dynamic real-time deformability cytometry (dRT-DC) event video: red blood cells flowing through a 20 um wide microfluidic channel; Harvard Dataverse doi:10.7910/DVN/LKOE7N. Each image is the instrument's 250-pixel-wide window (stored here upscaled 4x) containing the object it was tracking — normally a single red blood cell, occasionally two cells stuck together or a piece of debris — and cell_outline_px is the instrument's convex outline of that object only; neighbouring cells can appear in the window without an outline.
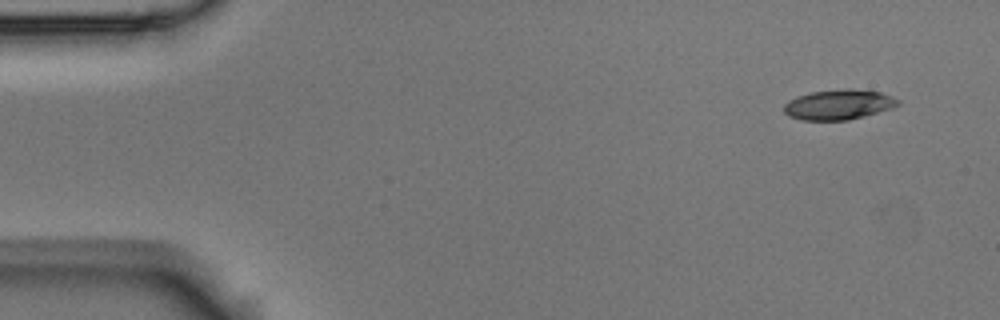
{"species": "Egyptian fruit bat (a non-hibernating species)", "species_latin": "Rousettus aegyptiacus", "temperature_condition": "room temperature", "stored_images_in_passage": 8, "camera_frame_rate_fps": 3000, "um_per_image_px": 0.085, "animal": {"sex": "male"}, "frame": {"image": 1, "passage_image": 1, "time_ms": 0.0, "image_size_px": [1000, 320], "cell_outline_px": [[900, 104], [892, 108], [848, 120], [800, 120], [788, 116], [784, 112], [784, 104], [788, 100], [796, 96], [812, 92], [844, 88], [852, 88], [880, 92], [892, 96], [900, 100]], "centroid_in_image_um": [71.27, 8.88], "position_along_channel_um": 13.7, "area_um2": 20.11}}
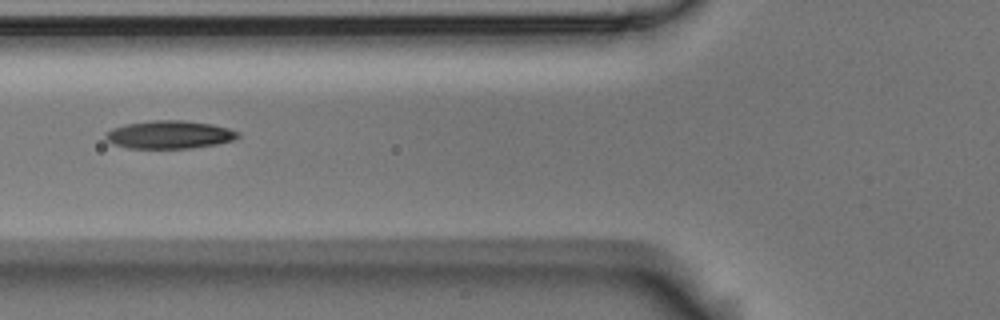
{"frame": {"image": 2, "passage_image": 6, "time_ms": 1.667, "image_size_px": [1000, 320], "cell_outline_px": [[240, 136], [236, 140], [216, 144], [192, 148], [128, 148], [112, 144], [104, 136], [112, 128], [124, 124], [152, 120], [184, 120], [212, 124], [228, 128], [240, 132]], "centroid_in_image_um": [14.43, 11.44], "position_along_channel_um": 111.4, "area_um2": 21.73}}
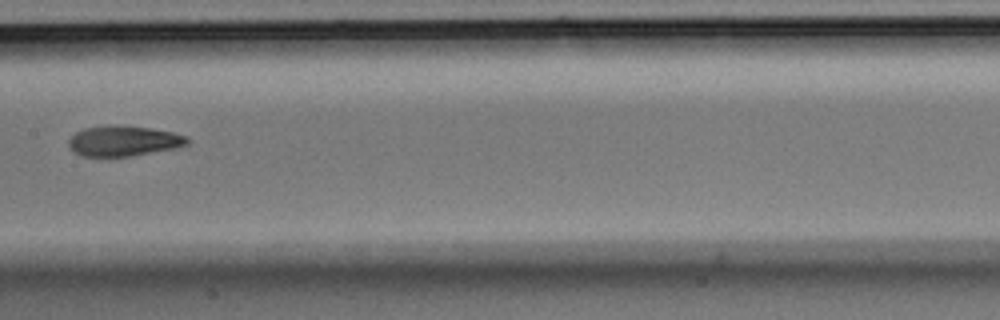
{"frame": {"image": 3, "passage_image": 8, "time_ms": 2.333, "image_size_px": [1000, 320], "cell_outline_px": [[188, 144], [172, 148], [128, 156], [84, 156], [68, 148], [68, 140], [76, 132], [84, 128], [120, 124], [148, 128], [172, 132], [188, 136]], "centroid_in_image_um": [10.47, 11.96], "position_along_channel_um": 196.9, "area_um2": 20.69}}